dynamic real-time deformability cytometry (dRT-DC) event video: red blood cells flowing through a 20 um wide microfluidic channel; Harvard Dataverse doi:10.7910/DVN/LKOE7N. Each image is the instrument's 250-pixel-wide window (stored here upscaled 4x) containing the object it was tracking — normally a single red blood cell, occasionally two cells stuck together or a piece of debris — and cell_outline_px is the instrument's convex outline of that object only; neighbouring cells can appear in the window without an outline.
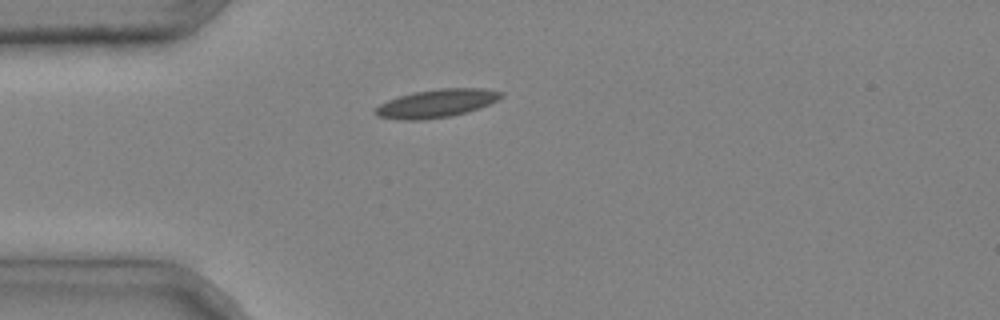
{"species": "common noctule bat (a hibernating species)", "species_latin": "Nyctalus noctula", "temperature_condition": "cold", "stored_images_in_passage": 4, "camera_frame_rate_fps": 3000, "um_per_image_px": 0.085, "animal": {"sex": "male", "body_mass_g": 20.4}, "frame": {"image": 1, "passage_image": 4, "time_ms": 1.0, "image_size_px": [1000, 320], "cell_outline_px": [[504, 96], [500, 100], [480, 108], [468, 112], [452, 116], [424, 120], [400, 120], [376, 116], [372, 112], [380, 104], [388, 100], [412, 92], [440, 88], [484, 88], [504, 92]], "centroid_in_image_um": [37.14, 8.79], "position_along_channel_um": 47.9, "area_um2": 21.04}}